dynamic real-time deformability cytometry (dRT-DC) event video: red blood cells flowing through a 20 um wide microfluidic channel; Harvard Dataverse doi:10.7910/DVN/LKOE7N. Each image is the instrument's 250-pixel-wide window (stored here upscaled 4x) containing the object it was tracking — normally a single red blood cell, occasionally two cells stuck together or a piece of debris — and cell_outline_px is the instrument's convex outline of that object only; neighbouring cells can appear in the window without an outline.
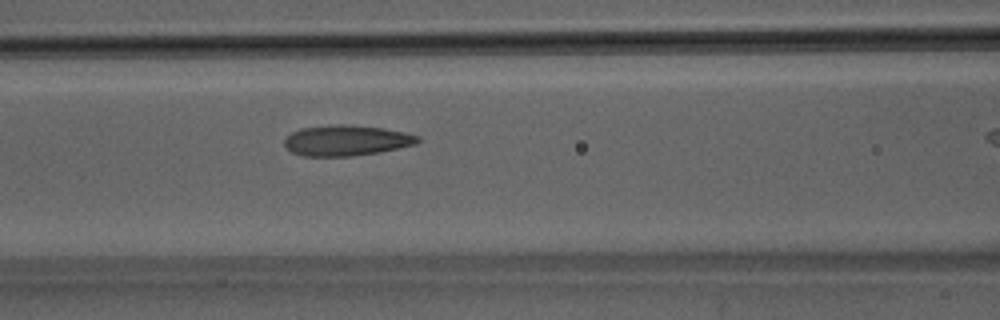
{"species": "Egyptian fruit bat (a non-hibernating species)", "species_latin": "Rousettus aegyptiacus", "temperature_condition": "room temperature", "stored_images_in_passage": 34, "camera_frame_rate_fps": 3000, "um_per_image_px": 0.085, "animal": {"sex": "male"}, "frame": {"image": 1, "passage_image": 15, "time_ms": 4.667, "image_size_px": [1000, 320], "cell_outline_px": [[420, 140], [416, 144], [380, 152], [352, 156], [304, 156], [292, 152], [284, 144], [284, 140], [292, 132], [300, 128], [344, 124], [384, 128], [404, 132], [420, 136]], "centroid_in_image_um": [29.46, 11.94], "position_along_channel_um": 137.1, "area_um2": 23.64}}